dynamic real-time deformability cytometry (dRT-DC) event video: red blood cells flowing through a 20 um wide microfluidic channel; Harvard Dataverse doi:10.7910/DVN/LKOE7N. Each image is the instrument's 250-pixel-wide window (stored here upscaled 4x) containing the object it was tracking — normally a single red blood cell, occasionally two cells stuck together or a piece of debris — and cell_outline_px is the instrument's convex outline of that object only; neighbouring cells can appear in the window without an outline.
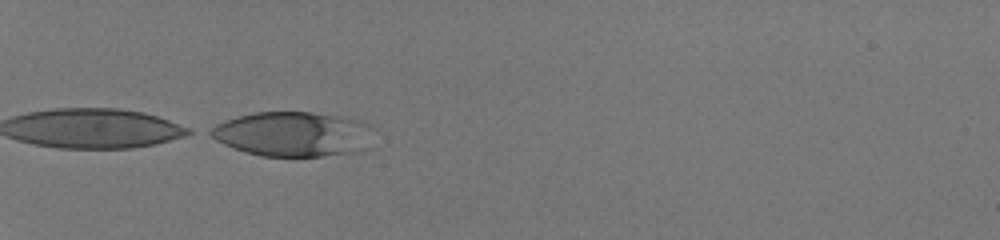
{"species": "human", "species_latin": "Homo sapiens", "temperature_condition": "room temperature", "stored_images_in_passage": 31, "camera_frame_rate_fps": 3000, "um_per_image_px": 0.085, "donor": {"sex": "male"}, "frame": {"image": 1, "passage_image": 1, "time_ms": 0.0, "image_size_px": [1000, 240], "cell_outline_px": [[364, 124], [344, 152], [324, 156], [260, 156], [224, 144], [216, 140], [204, 132], [208, 128], [216, 124], [236, 116], [256, 112], [312, 112], [360, 120]], "centroid_in_image_um": [24.41, 11.35], "position_along_channel_um": 60.6, "area_um2": 39.42}}
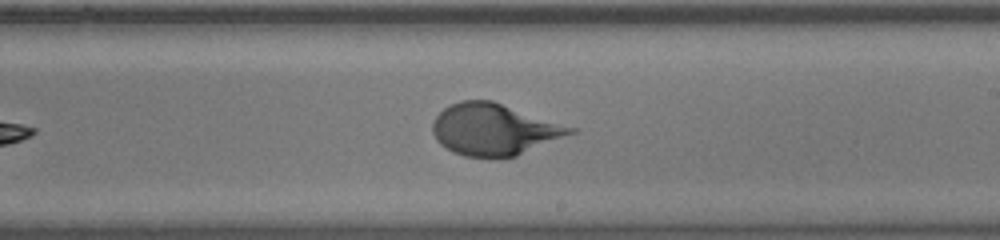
{"frame": {"image": 2, "passage_image": 17, "time_ms": 5.333, "image_size_px": [1000, 240], "cell_outline_px": [[576, 132], [516, 156], [500, 160], [492, 160], [464, 156], [452, 152], [440, 144], [436, 140], [432, 132], [432, 120], [448, 104], [460, 100], [492, 100], [576, 128]], "centroid_in_image_um": [41.95, 11.03], "position_along_channel_um": 247.0, "area_um2": 42.02}}
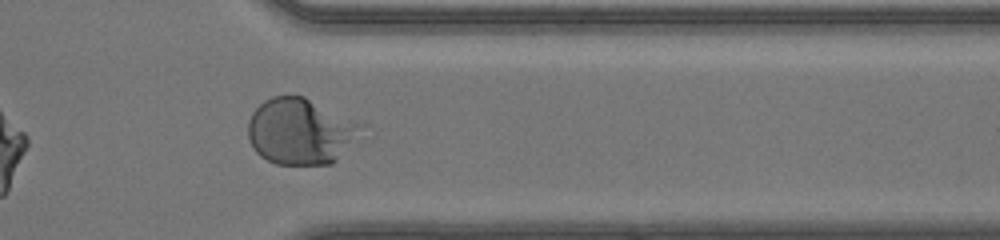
{"frame": {"image": 3, "passage_image": 27, "time_ms": 8.667, "image_size_px": [1000, 240], "cell_outline_px": [[364, 124], [336, 160], [332, 164], [276, 164], [260, 156], [256, 152], [248, 136], [248, 120], [252, 112], [264, 100], [272, 96], [304, 96]], "centroid_in_image_um": [25.48, 11.15], "position_along_channel_um": 385.9, "area_um2": 42.95}, "authors_computed_cell_mechanics": {"area_um2": 40.8068, "velocity_mm_per_s": 4.1462, "shape_relaxation_time_tau1_ms": 3.7979, "shape_relaxation_time_tau2_ms": null, "deformation_change_tau1": 0.2355, "deformation_change_tau2": null}}